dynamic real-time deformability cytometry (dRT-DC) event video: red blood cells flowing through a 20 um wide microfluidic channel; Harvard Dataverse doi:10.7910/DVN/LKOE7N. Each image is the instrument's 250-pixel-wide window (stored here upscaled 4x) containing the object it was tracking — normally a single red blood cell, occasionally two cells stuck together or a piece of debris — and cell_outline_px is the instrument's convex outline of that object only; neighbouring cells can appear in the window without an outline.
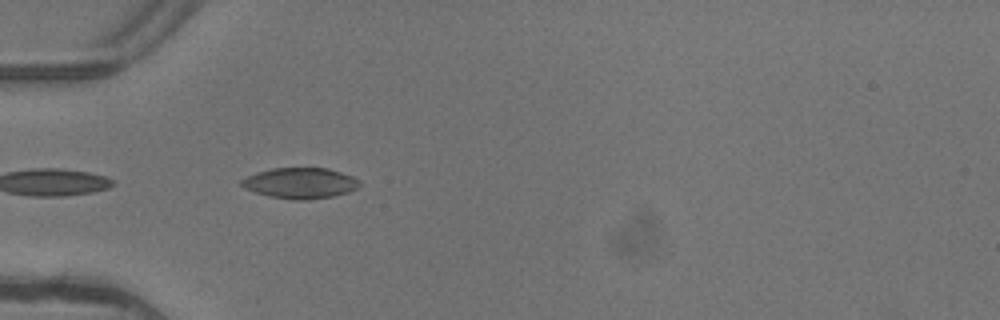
{"species": "common noctule bat (a hibernating species)", "species_latin": "Nyctalus noctula", "temperature_condition": "warm", "stored_images_in_passage": 5, "camera_frame_rate_fps": 3000, "um_per_image_px": 0.085, "animal": {"sex": "female"}, "frame": {"image": 1, "passage_image": 5, "time_ms": 1.333, "image_size_px": [1000, 320], "cell_outline_px": [[360, 184], [356, 188], [348, 192], [332, 196], [308, 200], [292, 200], [268, 196], [244, 188], [240, 184], [240, 180], [256, 172], [272, 168], [328, 168], [352, 176], [360, 180]], "centroid_in_image_um": [25.5, 15.56], "position_along_channel_um": 59.5, "area_um2": 21.15}}